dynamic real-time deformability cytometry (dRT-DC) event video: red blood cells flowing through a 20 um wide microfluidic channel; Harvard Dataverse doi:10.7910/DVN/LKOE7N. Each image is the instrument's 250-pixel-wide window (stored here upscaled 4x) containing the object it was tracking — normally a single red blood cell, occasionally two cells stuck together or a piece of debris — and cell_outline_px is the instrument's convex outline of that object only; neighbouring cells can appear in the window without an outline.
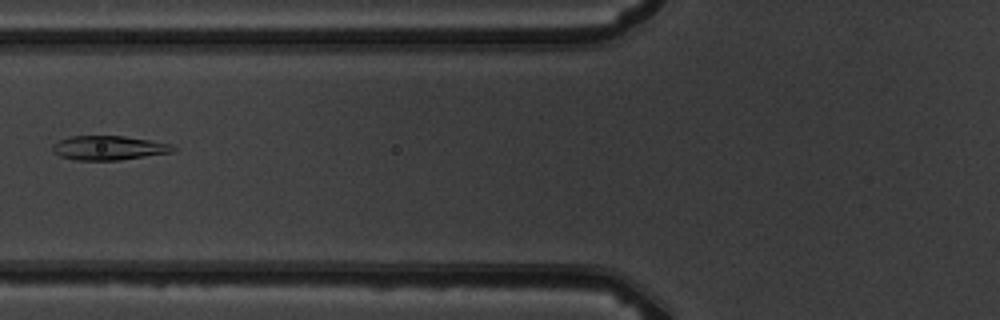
{"species": "common noctule bat (a hibernating species)", "species_latin": "Nyctalus noctula", "temperature_condition": "warm", "stored_images_in_passage": 3, "camera_frame_rate_fps": 3000, "um_per_image_px": 0.085, "animal": {"sex": "male", "body_mass_g": 19.5, "forearm_length_mm": 54.6}, "frame": {"image": 1, "passage_image": 3, "time_ms": 2.333, "image_size_px": [1000, 320], "cell_outline_px": [[176, 148], [172, 152], [120, 160], [76, 160], [60, 156], [52, 148], [52, 144], [68, 136], [124, 136], [172, 144]], "centroid_in_image_um": [9.24, 12.57], "position_along_channel_um": 116.6, "area_um2": 16.88}}